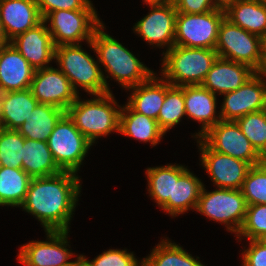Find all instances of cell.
I'll use <instances>...</instances> for the list:
<instances>
[{
    "label": "cell",
    "mask_w": 266,
    "mask_h": 266,
    "mask_svg": "<svg viewBox=\"0 0 266 266\" xmlns=\"http://www.w3.org/2000/svg\"><path fill=\"white\" fill-rule=\"evenodd\" d=\"M77 174L61 171L32 178L20 207L40 221L44 231H69L82 188Z\"/></svg>",
    "instance_id": "1"
},
{
    "label": "cell",
    "mask_w": 266,
    "mask_h": 266,
    "mask_svg": "<svg viewBox=\"0 0 266 266\" xmlns=\"http://www.w3.org/2000/svg\"><path fill=\"white\" fill-rule=\"evenodd\" d=\"M104 29L102 23L87 44L96 53L99 64L104 66L103 77L107 90L111 92L107 83V78L110 76L126 90L149 80L155 74L154 71L140 62L118 40L106 34ZM106 73H108L107 76L104 75Z\"/></svg>",
    "instance_id": "2"
},
{
    "label": "cell",
    "mask_w": 266,
    "mask_h": 266,
    "mask_svg": "<svg viewBox=\"0 0 266 266\" xmlns=\"http://www.w3.org/2000/svg\"><path fill=\"white\" fill-rule=\"evenodd\" d=\"M93 99L78 98L66 110L79 131L94 145L95 141L112 132L119 133L121 107L112 91L92 95ZM118 107V108H117Z\"/></svg>",
    "instance_id": "3"
},
{
    "label": "cell",
    "mask_w": 266,
    "mask_h": 266,
    "mask_svg": "<svg viewBox=\"0 0 266 266\" xmlns=\"http://www.w3.org/2000/svg\"><path fill=\"white\" fill-rule=\"evenodd\" d=\"M162 56V78L178 87L201 85L218 57L215 49L178 45Z\"/></svg>",
    "instance_id": "4"
},
{
    "label": "cell",
    "mask_w": 266,
    "mask_h": 266,
    "mask_svg": "<svg viewBox=\"0 0 266 266\" xmlns=\"http://www.w3.org/2000/svg\"><path fill=\"white\" fill-rule=\"evenodd\" d=\"M54 60L58 62V69L67 76L78 94V87L89 95L109 92L101 69L103 66L99 65L98 59L84 51L81 43L55 47Z\"/></svg>",
    "instance_id": "5"
},
{
    "label": "cell",
    "mask_w": 266,
    "mask_h": 266,
    "mask_svg": "<svg viewBox=\"0 0 266 266\" xmlns=\"http://www.w3.org/2000/svg\"><path fill=\"white\" fill-rule=\"evenodd\" d=\"M215 50L220 58L247 64L256 72L265 70V40L226 18L220 24Z\"/></svg>",
    "instance_id": "6"
},
{
    "label": "cell",
    "mask_w": 266,
    "mask_h": 266,
    "mask_svg": "<svg viewBox=\"0 0 266 266\" xmlns=\"http://www.w3.org/2000/svg\"><path fill=\"white\" fill-rule=\"evenodd\" d=\"M247 211V203L241 189L216 188L207 191L203 187L196 212L212 221L224 224L231 233L239 232Z\"/></svg>",
    "instance_id": "7"
},
{
    "label": "cell",
    "mask_w": 266,
    "mask_h": 266,
    "mask_svg": "<svg viewBox=\"0 0 266 266\" xmlns=\"http://www.w3.org/2000/svg\"><path fill=\"white\" fill-rule=\"evenodd\" d=\"M55 47L79 44L92 40L94 32L103 23L96 10H57L44 19Z\"/></svg>",
    "instance_id": "8"
},
{
    "label": "cell",
    "mask_w": 266,
    "mask_h": 266,
    "mask_svg": "<svg viewBox=\"0 0 266 266\" xmlns=\"http://www.w3.org/2000/svg\"><path fill=\"white\" fill-rule=\"evenodd\" d=\"M48 146L54 161L62 171L77 173L93 144L65 114L49 136Z\"/></svg>",
    "instance_id": "9"
},
{
    "label": "cell",
    "mask_w": 266,
    "mask_h": 266,
    "mask_svg": "<svg viewBox=\"0 0 266 266\" xmlns=\"http://www.w3.org/2000/svg\"><path fill=\"white\" fill-rule=\"evenodd\" d=\"M224 18L225 12L220 9L197 14L177 12L174 45L215 49Z\"/></svg>",
    "instance_id": "10"
},
{
    "label": "cell",
    "mask_w": 266,
    "mask_h": 266,
    "mask_svg": "<svg viewBox=\"0 0 266 266\" xmlns=\"http://www.w3.org/2000/svg\"><path fill=\"white\" fill-rule=\"evenodd\" d=\"M200 138L214 151L256 166L265 159L256 151L235 121H219Z\"/></svg>",
    "instance_id": "11"
},
{
    "label": "cell",
    "mask_w": 266,
    "mask_h": 266,
    "mask_svg": "<svg viewBox=\"0 0 266 266\" xmlns=\"http://www.w3.org/2000/svg\"><path fill=\"white\" fill-rule=\"evenodd\" d=\"M46 241H30L21 246L18 261L23 266H70L75 255L69 248V231H45ZM74 254V255H73Z\"/></svg>",
    "instance_id": "12"
},
{
    "label": "cell",
    "mask_w": 266,
    "mask_h": 266,
    "mask_svg": "<svg viewBox=\"0 0 266 266\" xmlns=\"http://www.w3.org/2000/svg\"><path fill=\"white\" fill-rule=\"evenodd\" d=\"M256 72L241 87L224 95L220 108L222 121H236L243 116L266 109V79Z\"/></svg>",
    "instance_id": "13"
},
{
    "label": "cell",
    "mask_w": 266,
    "mask_h": 266,
    "mask_svg": "<svg viewBox=\"0 0 266 266\" xmlns=\"http://www.w3.org/2000/svg\"><path fill=\"white\" fill-rule=\"evenodd\" d=\"M200 162L213 184L218 188L241 189L249 163L212 150L200 137L197 139Z\"/></svg>",
    "instance_id": "14"
},
{
    "label": "cell",
    "mask_w": 266,
    "mask_h": 266,
    "mask_svg": "<svg viewBox=\"0 0 266 266\" xmlns=\"http://www.w3.org/2000/svg\"><path fill=\"white\" fill-rule=\"evenodd\" d=\"M30 90L40 104H49L65 111L80 95L67 76L52 66L35 70Z\"/></svg>",
    "instance_id": "15"
},
{
    "label": "cell",
    "mask_w": 266,
    "mask_h": 266,
    "mask_svg": "<svg viewBox=\"0 0 266 266\" xmlns=\"http://www.w3.org/2000/svg\"><path fill=\"white\" fill-rule=\"evenodd\" d=\"M150 12L133 26V31L152 47L170 50L175 42L177 11L173 3L149 5Z\"/></svg>",
    "instance_id": "16"
},
{
    "label": "cell",
    "mask_w": 266,
    "mask_h": 266,
    "mask_svg": "<svg viewBox=\"0 0 266 266\" xmlns=\"http://www.w3.org/2000/svg\"><path fill=\"white\" fill-rule=\"evenodd\" d=\"M47 25L42 20L10 41L35 70L51 67L49 63L55 58V45Z\"/></svg>",
    "instance_id": "17"
},
{
    "label": "cell",
    "mask_w": 266,
    "mask_h": 266,
    "mask_svg": "<svg viewBox=\"0 0 266 266\" xmlns=\"http://www.w3.org/2000/svg\"><path fill=\"white\" fill-rule=\"evenodd\" d=\"M204 183L184 165L174 164L173 199H168L160 208L176 217L188 210H196Z\"/></svg>",
    "instance_id": "18"
},
{
    "label": "cell",
    "mask_w": 266,
    "mask_h": 266,
    "mask_svg": "<svg viewBox=\"0 0 266 266\" xmlns=\"http://www.w3.org/2000/svg\"><path fill=\"white\" fill-rule=\"evenodd\" d=\"M255 73L247 64L217 57L201 86L222 96L241 87Z\"/></svg>",
    "instance_id": "19"
},
{
    "label": "cell",
    "mask_w": 266,
    "mask_h": 266,
    "mask_svg": "<svg viewBox=\"0 0 266 266\" xmlns=\"http://www.w3.org/2000/svg\"><path fill=\"white\" fill-rule=\"evenodd\" d=\"M42 20L36 0H0V22L9 42Z\"/></svg>",
    "instance_id": "20"
},
{
    "label": "cell",
    "mask_w": 266,
    "mask_h": 266,
    "mask_svg": "<svg viewBox=\"0 0 266 266\" xmlns=\"http://www.w3.org/2000/svg\"><path fill=\"white\" fill-rule=\"evenodd\" d=\"M184 100L186 116L201 124V129L194 138H199L221 121L220 113L216 111L217 95L210 90L201 85L184 86Z\"/></svg>",
    "instance_id": "21"
},
{
    "label": "cell",
    "mask_w": 266,
    "mask_h": 266,
    "mask_svg": "<svg viewBox=\"0 0 266 266\" xmlns=\"http://www.w3.org/2000/svg\"><path fill=\"white\" fill-rule=\"evenodd\" d=\"M35 69L8 43L0 50V85L9 91L30 88Z\"/></svg>",
    "instance_id": "22"
},
{
    "label": "cell",
    "mask_w": 266,
    "mask_h": 266,
    "mask_svg": "<svg viewBox=\"0 0 266 266\" xmlns=\"http://www.w3.org/2000/svg\"><path fill=\"white\" fill-rule=\"evenodd\" d=\"M156 73L146 82L128 88L131 95L126 103L133 111L157 120L165 100L166 80Z\"/></svg>",
    "instance_id": "23"
},
{
    "label": "cell",
    "mask_w": 266,
    "mask_h": 266,
    "mask_svg": "<svg viewBox=\"0 0 266 266\" xmlns=\"http://www.w3.org/2000/svg\"><path fill=\"white\" fill-rule=\"evenodd\" d=\"M225 18L266 41V2L239 0L225 11Z\"/></svg>",
    "instance_id": "24"
},
{
    "label": "cell",
    "mask_w": 266,
    "mask_h": 266,
    "mask_svg": "<svg viewBox=\"0 0 266 266\" xmlns=\"http://www.w3.org/2000/svg\"><path fill=\"white\" fill-rule=\"evenodd\" d=\"M119 133L140 142H149L153 147L165 135L157 120L133 111L127 104L121 107Z\"/></svg>",
    "instance_id": "25"
},
{
    "label": "cell",
    "mask_w": 266,
    "mask_h": 266,
    "mask_svg": "<svg viewBox=\"0 0 266 266\" xmlns=\"http://www.w3.org/2000/svg\"><path fill=\"white\" fill-rule=\"evenodd\" d=\"M66 111L49 104H38L17 131L25 138L48 142L54 127Z\"/></svg>",
    "instance_id": "26"
},
{
    "label": "cell",
    "mask_w": 266,
    "mask_h": 266,
    "mask_svg": "<svg viewBox=\"0 0 266 266\" xmlns=\"http://www.w3.org/2000/svg\"><path fill=\"white\" fill-rule=\"evenodd\" d=\"M22 169L31 178L55 175L62 171L53 159L48 142L31 139L24 140Z\"/></svg>",
    "instance_id": "27"
},
{
    "label": "cell",
    "mask_w": 266,
    "mask_h": 266,
    "mask_svg": "<svg viewBox=\"0 0 266 266\" xmlns=\"http://www.w3.org/2000/svg\"><path fill=\"white\" fill-rule=\"evenodd\" d=\"M38 104L39 102L33 96L30 88L10 91L2 106L0 127L17 130Z\"/></svg>",
    "instance_id": "28"
},
{
    "label": "cell",
    "mask_w": 266,
    "mask_h": 266,
    "mask_svg": "<svg viewBox=\"0 0 266 266\" xmlns=\"http://www.w3.org/2000/svg\"><path fill=\"white\" fill-rule=\"evenodd\" d=\"M31 179L22 168L0 166V206L20 207Z\"/></svg>",
    "instance_id": "29"
},
{
    "label": "cell",
    "mask_w": 266,
    "mask_h": 266,
    "mask_svg": "<svg viewBox=\"0 0 266 266\" xmlns=\"http://www.w3.org/2000/svg\"><path fill=\"white\" fill-rule=\"evenodd\" d=\"M198 259L199 257L194 258L183 247L165 238L142 261L143 266H205Z\"/></svg>",
    "instance_id": "30"
},
{
    "label": "cell",
    "mask_w": 266,
    "mask_h": 266,
    "mask_svg": "<svg viewBox=\"0 0 266 266\" xmlns=\"http://www.w3.org/2000/svg\"><path fill=\"white\" fill-rule=\"evenodd\" d=\"M184 116H186L184 86H172L166 81L165 100L157 118L160 129L166 134L175 125L179 124Z\"/></svg>",
    "instance_id": "31"
},
{
    "label": "cell",
    "mask_w": 266,
    "mask_h": 266,
    "mask_svg": "<svg viewBox=\"0 0 266 266\" xmlns=\"http://www.w3.org/2000/svg\"><path fill=\"white\" fill-rule=\"evenodd\" d=\"M148 193L159 208L168 200L173 199L174 164L148 167L146 169Z\"/></svg>",
    "instance_id": "32"
},
{
    "label": "cell",
    "mask_w": 266,
    "mask_h": 266,
    "mask_svg": "<svg viewBox=\"0 0 266 266\" xmlns=\"http://www.w3.org/2000/svg\"><path fill=\"white\" fill-rule=\"evenodd\" d=\"M256 151L266 160V109L235 121Z\"/></svg>",
    "instance_id": "33"
},
{
    "label": "cell",
    "mask_w": 266,
    "mask_h": 266,
    "mask_svg": "<svg viewBox=\"0 0 266 266\" xmlns=\"http://www.w3.org/2000/svg\"><path fill=\"white\" fill-rule=\"evenodd\" d=\"M24 140L17 130L0 127V166L22 168Z\"/></svg>",
    "instance_id": "34"
},
{
    "label": "cell",
    "mask_w": 266,
    "mask_h": 266,
    "mask_svg": "<svg viewBox=\"0 0 266 266\" xmlns=\"http://www.w3.org/2000/svg\"><path fill=\"white\" fill-rule=\"evenodd\" d=\"M241 191L247 205L266 204V160L249 169Z\"/></svg>",
    "instance_id": "35"
},
{
    "label": "cell",
    "mask_w": 266,
    "mask_h": 266,
    "mask_svg": "<svg viewBox=\"0 0 266 266\" xmlns=\"http://www.w3.org/2000/svg\"><path fill=\"white\" fill-rule=\"evenodd\" d=\"M240 241L262 240L266 236V204L247 205L244 222L236 235Z\"/></svg>",
    "instance_id": "36"
},
{
    "label": "cell",
    "mask_w": 266,
    "mask_h": 266,
    "mask_svg": "<svg viewBox=\"0 0 266 266\" xmlns=\"http://www.w3.org/2000/svg\"><path fill=\"white\" fill-rule=\"evenodd\" d=\"M89 262L93 266H143V261L126 249H109Z\"/></svg>",
    "instance_id": "37"
},
{
    "label": "cell",
    "mask_w": 266,
    "mask_h": 266,
    "mask_svg": "<svg viewBox=\"0 0 266 266\" xmlns=\"http://www.w3.org/2000/svg\"><path fill=\"white\" fill-rule=\"evenodd\" d=\"M42 19L57 10H95L91 0H36Z\"/></svg>",
    "instance_id": "38"
},
{
    "label": "cell",
    "mask_w": 266,
    "mask_h": 266,
    "mask_svg": "<svg viewBox=\"0 0 266 266\" xmlns=\"http://www.w3.org/2000/svg\"><path fill=\"white\" fill-rule=\"evenodd\" d=\"M242 252V266H266V243L249 240V247Z\"/></svg>",
    "instance_id": "39"
},
{
    "label": "cell",
    "mask_w": 266,
    "mask_h": 266,
    "mask_svg": "<svg viewBox=\"0 0 266 266\" xmlns=\"http://www.w3.org/2000/svg\"><path fill=\"white\" fill-rule=\"evenodd\" d=\"M174 6L179 13H207L215 10L213 0H174Z\"/></svg>",
    "instance_id": "40"
},
{
    "label": "cell",
    "mask_w": 266,
    "mask_h": 266,
    "mask_svg": "<svg viewBox=\"0 0 266 266\" xmlns=\"http://www.w3.org/2000/svg\"><path fill=\"white\" fill-rule=\"evenodd\" d=\"M239 0H213L216 9L225 11L229 6L233 5Z\"/></svg>",
    "instance_id": "41"
},
{
    "label": "cell",
    "mask_w": 266,
    "mask_h": 266,
    "mask_svg": "<svg viewBox=\"0 0 266 266\" xmlns=\"http://www.w3.org/2000/svg\"><path fill=\"white\" fill-rule=\"evenodd\" d=\"M10 91L7 90L4 86L0 85V119L2 117V106L5 101V99L8 97Z\"/></svg>",
    "instance_id": "42"
},
{
    "label": "cell",
    "mask_w": 266,
    "mask_h": 266,
    "mask_svg": "<svg viewBox=\"0 0 266 266\" xmlns=\"http://www.w3.org/2000/svg\"><path fill=\"white\" fill-rule=\"evenodd\" d=\"M77 257V266H93L89 260L85 257V255H76Z\"/></svg>",
    "instance_id": "43"
},
{
    "label": "cell",
    "mask_w": 266,
    "mask_h": 266,
    "mask_svg": "<svg viewBox=\"0 0 266 266\" xmlns=\"http://www.w3.org/2000/svg\"><path fill=\"white\" fill-rule=\"evenodd\" d=\"M147 5L171 4L174 0H143Z\"/></svg>",
    "instance_id": "44"
},
{
    "label": "cell",
    "mask_w": 266,
    "mask_h": 266,
    "mask_svg": "<svg viewBox=\"0 0 266 266\" xmlns=\"http://www.w3.org/2000/svg\"><path fill=\"white\" fill-rule=\"evenodd\" d=\"M0 40H7V37L4 33V30H3V27L1 25V22H0Z\"/></svg>",
    "instance_id": "45"
},
{
    "label": "cell",
    "mask_w": 266,
    "mask_h": 266,
    "mask_svg": "<svg viewBox=\"0 0 266 266\" xmlns=\"http://www.w3.org/2000/svg\"><path fill=\"white\" fill-rule=\"evenodd\" d=\"M10 43L8 40H0V50L2 49V47L6 44Z\"/></svg>",
    "instance_id": "46"
},
{
    "label": "cell",
    "mask_w": 266,
    "mask_h": 266,
    "mask_svg": "<svg viewBox=\"0 0 266 266\" xmlns=\"http://www.w3.org/2000/svg\"><path fill=\"white\" fill-rule=\"evenodd\" d=\"M70 266H77V259L75 260V262L73 264H71Z\"/></svg>",
    "instance_id": "47"
},
{
    "label": "cell",
    "mask_w": 266,
    "mask_h": 266,
    "mask_svg": "<svg viewBox=\"0 0 266 266\" xmlns=\"http://www.w3.org/2000/svg\"><path fill=\"white\" fill-rule=\"evenodd\" d=\"M262 240L266 243V236Z\"/></svg>",
    "instance_id": "48"
}]
</instances>
